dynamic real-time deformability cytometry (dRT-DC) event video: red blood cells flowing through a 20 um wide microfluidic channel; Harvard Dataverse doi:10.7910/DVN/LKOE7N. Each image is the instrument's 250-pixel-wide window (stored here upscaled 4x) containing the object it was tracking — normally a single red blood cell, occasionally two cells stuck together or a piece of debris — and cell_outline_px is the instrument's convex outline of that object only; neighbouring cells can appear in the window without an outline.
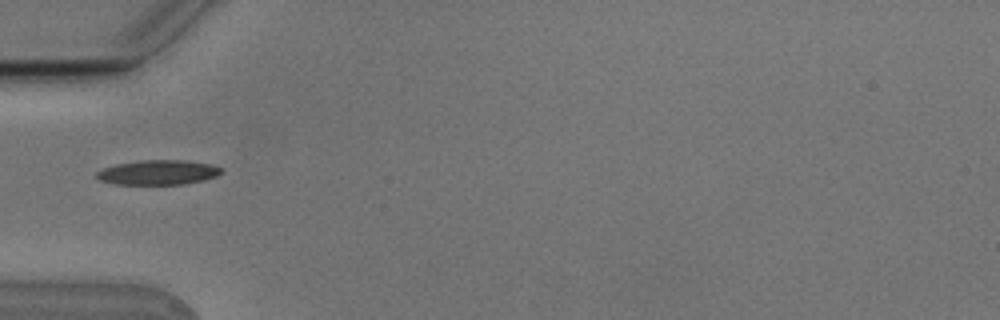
{"species": "Egyptian fruit bat (a non-hibernating species)", "species_latin": "Rousettus aegyptiacus", "temperature_condition": "cold", "stored_images_in_passage": 7, "camera_frame_rate_fps": 3000, "um_per_image_px": 0.085, "animal": {"sex": "male"}, "frame": {"image": 1, "passage_image": 5, "time_ms": 1.333, "image_size_px": [1000, 320], "cell_outline_px": [[220, 172], [216, 176], [204, 180], [184, 184], [112, 184], [100, 180], [96, 176], [96, 172], [104, 168], [116, 164], [140, 160], [184, 160], [212, 164], [220, 168]], "centroid_in_image_um": [13.41, 14.65], "position_along_channel_um": 71.6, "area_um2": 17.86}}
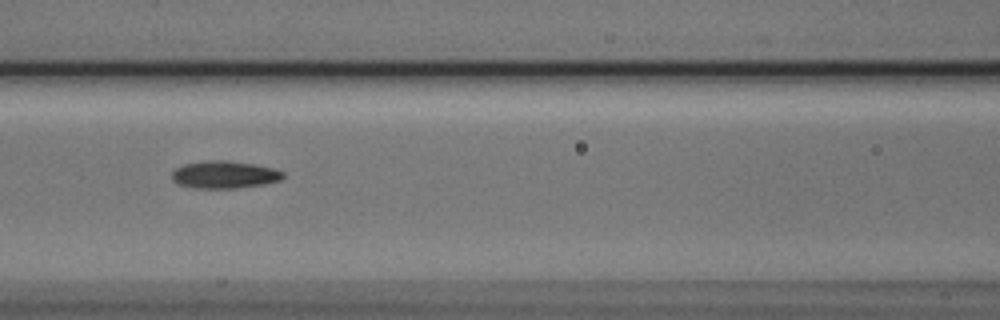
{"frame": {"image": 2, "passage_image": 7, "time_ms": 2.0, "image_size_px": [1000, 320], "cell_outline_px": [[284, 176], [280, 180], [264, 184], [236, 188], [196, 188], [176, 184], [172, 180], [172, 172], [176, 168], [184, 164], [212, 160], [224, 160], [256, 164], [272, 168], [284, 172]], "centroid_in_image_um": [19.06, 14.85], "position_along_channel_um": 147.5, "area_um2": 17.74}}